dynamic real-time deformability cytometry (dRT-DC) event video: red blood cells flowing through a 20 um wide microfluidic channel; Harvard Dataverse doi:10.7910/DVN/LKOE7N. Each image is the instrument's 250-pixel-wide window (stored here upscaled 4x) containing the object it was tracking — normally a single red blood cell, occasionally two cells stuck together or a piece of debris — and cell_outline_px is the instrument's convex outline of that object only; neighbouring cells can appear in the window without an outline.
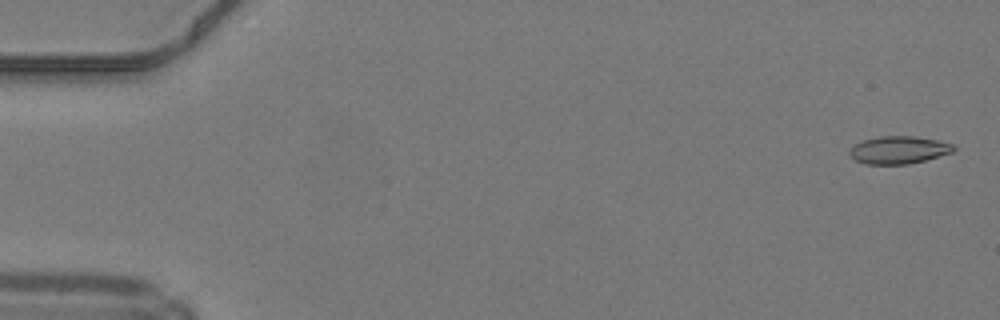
{"species": "common noctule bat (a hibernating species)", "species_latin": "Nyctalus noctula", "temperature_condition": "warm", "stored_images_in_passage": 14, "camera_frame_rate_fps": 3000, "um_per_image_px": 0.085, "animal": {"sex": "male", "body_mass_g": 19.2, "forearm_length_mm": 51.8}, "frame": {"image": 1, "passage_image": 2, "time_ms": 0.333, "image_size_px": [1000, 320], "cell_outline_px": [[956, 148], [952, 152], [924, 160], [908, 164], [868, 164], [856, 160], [848, 152], [856, 144], [864, 140], [880, 136], [912, 136], [936, 140], [952, 144]], "centroid_in_image_um": [76.4, 12.74], "position_along_channel_um": 8.6, "area_um2": 16.36}}
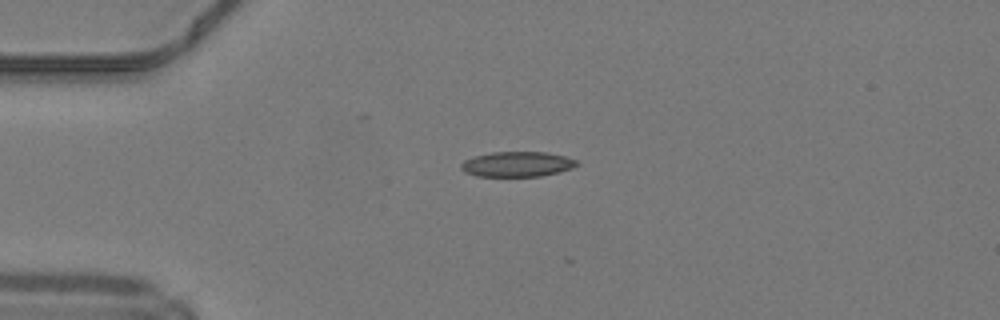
{"frame": {"image": 2, "passage_image": 13, "time_ms": 4.0, "image_size_px": [1000, 320], "cell_outline_px": [[580, 164], [572, 168], [540, 176], [476, 176], [464, 172], [460, 168], [460, 164], [464, 160], [472, 156], [492, 152], [548, 152], [564, 156], [576, 160]], "centroid_in_image_um": [43.92, 13.95], "position_along_channel_um": 41.1, "area_um2": 16.99}}